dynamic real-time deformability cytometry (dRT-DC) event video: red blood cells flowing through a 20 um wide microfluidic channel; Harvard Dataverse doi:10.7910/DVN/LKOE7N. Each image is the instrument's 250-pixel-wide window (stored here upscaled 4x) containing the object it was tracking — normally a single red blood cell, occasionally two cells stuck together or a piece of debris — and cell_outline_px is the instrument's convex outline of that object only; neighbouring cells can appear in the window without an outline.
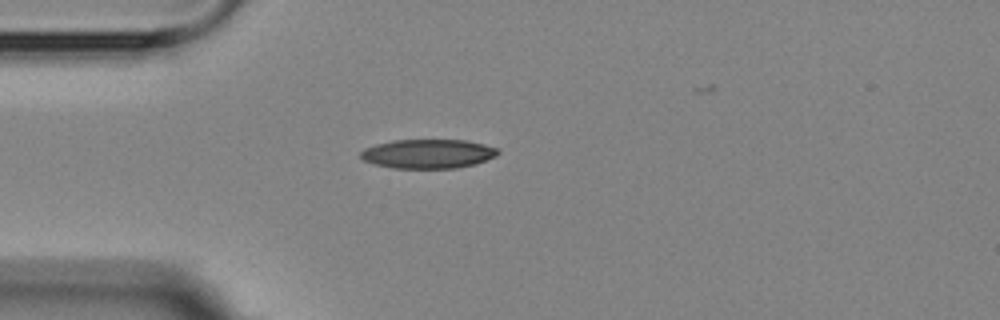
{"species": "Egyptian fruit bat (a non-hibernating species)", "species_latin": "Rousettus aegyptiacus", "temperature_condition": "room temperature", "stored_images_in_passage": 2, "camera_frame_rate_fps": 3000, "um_per_image_px": 0.085, "animal": {"sex": "female"}, "frame": {"image": 1, "passage_image": 1, "time_ms": 0.0, "image_size_px": [1000, 320], "cell_outline_px": [[500, 152], [496, 156], [476, 164], [456, 168], [392, 168], [372, 164], [364, 160], [360, 156], [360, 152], [364, 148], [376, 144], [392, 140], [468, 140], [500, 148]], "centroid_in_image_um": [36.4, 13.07], "position_along_channel_um": 48.6, "area_um2": 23.58}}